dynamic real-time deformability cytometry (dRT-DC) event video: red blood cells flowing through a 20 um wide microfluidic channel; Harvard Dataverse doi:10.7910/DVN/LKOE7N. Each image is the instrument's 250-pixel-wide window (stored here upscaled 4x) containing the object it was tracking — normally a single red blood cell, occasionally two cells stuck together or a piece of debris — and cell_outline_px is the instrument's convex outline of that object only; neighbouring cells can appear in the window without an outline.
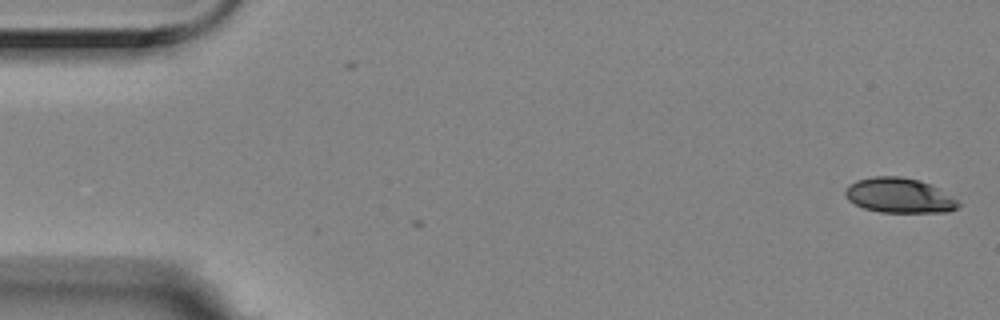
{"species": "Egyptian fruit bat (a non-hibernating species)", "species_latin": "Rousettus aegyptiacus", "temperature_condition": "room temperature", "stored_images_in_passage": 3, "camera_frame_rate_fps": 3000, "um_per_image_px": 0.085, "animal": {"sex": "female"}, "frame": {"image": 1, "passage_image": 1, "time_ms": 0.0, "image_size_px": [1000, 320], "cell_outline_px": [[960, 204], [956, 208], [948, 212], [880, 212], [864, 208], [848, 200], [844, 196], [844, 192], [856, 180], [872, 176], [900, 176], [920, 180], [940, 188], [952, 196]], "centroid_in_image_um": [76.45, 16.61], "position_along_channel_um": 8.6, "area_um2": 23.0}}